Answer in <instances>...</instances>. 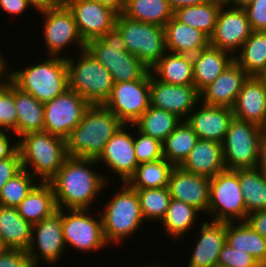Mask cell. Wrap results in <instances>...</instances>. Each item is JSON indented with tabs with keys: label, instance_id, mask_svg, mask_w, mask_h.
Segmentation results:
<instances>
[{
	"label": "cell",
	"instance_id": "obj_1",
	"mask_svg": "<svg viewBox=\"0 0 266 267\" xmlns=\"http://www.w3.org/2000/svg\"><path fill=\"white\" fill-rule=\"evenodd\" d=\"M95 164L99 165L96 159L68 157L65 160L49 181L58 209L90 210L98 195L109 185V175L93 170Z\"/></svg>",
	"mask_w": 266,
	"mask_h": 267
},
{
	"label": "cell",
	"instance_id": "obj_2",
	"mask_svg": "<svg viewBox=\"0 0 266 267\" xmlns=\"http://www.w3.org/2000/svg\"><path fill=\"white\" fill-rule=\"evenodd\" d=\"M123 125L104 105H91L66 138L68 156L97 160L105 144Z\"/></svg>",
	"mask_w": 266,
	"mask_h": 267
},
{
	"label": "cell",
	"instance_id": "obj_3",
	"mask_svg": "<svg viewBox=\"0 0 266 267\" xmlns=\"http://www.w3.org/2000/svg\"><path fill=\"white\" fill-rule=\"evenodd\" d=\"M17 141L22 169L38 182H49L69 157L66 139L46 131L25 134Z\"/></svg>",
	"mask_w": 266,
	"mask_h": 267
},
{
	"label": "cell",
	"instance_id": "obj_4",
	"mask_svg": "<svg viewBox=\"0 0 266 267\" xmlns=\"http://www.w3.org/2000/svg\"><path fill=\"white\" fill-rule=\"evenodd\" d=\"M115 194L108 199L101 214L103 234L106 243L120 244L126 238L136 234L140 226L145 222L141 211L140 201L136 190L130 188L126 183H121Z\"/></svg>",
	"mask_w": 266,
	"mask_h": 267
},
{
	"label": "cell",
	"instance_id": "obj_5",
	"mask_svg": "<svg viewBox=\"0 0 266 267\" xmlns=\"http://www.w3.org/2000/svg\"><path fill=\"white\" fill-rule=\"evenodd\" d=\"M76 54H79L77 60L69 54L63 56L67 63L68 88L91 105H104L114 86L112 75L86 48Z\"/></svg>",
	"mask_w": 266,
	"mask_h": 267
},
{
	"label": "cell",
	"instance_id": "obj_6",
	"mask_svg": "<svg viewBox=\"0 0 266 267\" xmlns=\"http://www.w3.org/2000/svg\"><path fill=\"white\" fill-rule=\"evenodd\" d=\"M37 63L22 70H10L11 81L39 102L46 103L68 89L66 58L49 56Z\"/></svg>",
	"mask_w": 266,
	"mask_h": 267
},
{
	"label": "cell",
	"instance_id": "obj_7",
	"mask_svg": "<svg viewBox=\"0 0 266 267\" xmlns=\"http://www.w3.org/2000/svg\"><path fill=\"white\" fill-rule=\"evenodd\" d=\"M86 49L108 69L114 83L141 80L150 72L141 60L126 50L123 36L116 27L103 37L90 40Z\"/></svg>",
	"mask_w": 266,
	"mask_h": 267
},
{
	"label": "cell",
	"instance_id": "obj_8",
	"mask_svg": "<svg viewBox=\"0 0 266 267\" xmlns=\"http://www.w3.org/2000/svg\"><path fill=\"white\" fill-rule=\"evenodd\" d=\"M115 27L125 41L126 50L149 69L167 52L164 27L144 23L118 14Z\"/></svg>",
	"mask_w": 266,
	"mask_h": 267
},
{
	"label": "cell",
	"instance_id": "obj_9",
	"mask_svg": "<svg viewBox=\"0 0 266 267\" xmlns=\"http://www.w3.org/2000/svg\"><path fill=\"white\" fill-rule=\"evenodd\" d=\"M264 132L265 130L256 124L233 117L222 143L226 169L256 168Z\"/></svg>",
	"mask_w": 266,
	"mask_h": 267
},
{
	"label": "cell",
	"instance_id": "obj_10",
	"mask_svg": "<svg viewBox=\"0 0 266 267\" xmlns=\"http://www.w3.org/2000/svg\"><path fill=\"white\" fill-rule=\"evenodd\" d=\"M213 221L237 222L247 218L238 170L225 169L210 179L208 215Z\"/></svg>",
	"mask_w": 266,
	"mask_h": 267
},
{
	"label": "cell",
	"instance_id": "obj_11",
	"mask_svg": "<svg viewBox=\"0 0 266 267\" xmlns=\"http://www.w3.org/2000/svg\"><path fill=\"white\" fill-rule=\"evenodd\" d=\"M89 209H62V231L66 247L84 252L106 248L101 214L95 219ZM99 219V220H98Z\"/></svg>",
	"mask_w": 266,
	"mask_h": 267
},
{
	"label": "cell",
	"instance_id": "obj_12",
	"mask_svg": "<svg viewBox=\"0 0 266 267\" xmlns=\"http://www.w3.org/2000/svg\"><path fill=\"white\" fill-rule=\"evenodd\" d=\"M39 13L43 15L42 31L44 32H42V36H44L48 56L62 57L63 49L74 43L79 51L86 48V43L79 34L73 14L64 3Z\"/></svg>",
	"mask_w": 266,
	"mask_h": 267
},
{
	"label": "cell",
	"instance_id": "obj_13",
	"mask_svg": "<svg viewBox=\"0 0 266 267\" xmlns=\"http://www.w3.org/2000/svg\"><path fill=\"white\" fill-rule=\"evenodd\" d=\"M91 104L71 89L44 103V131L66 139Z\"/></svg>",
	"mask_w": 266,
	"mask_h": 267
},
{
	"label": "cell",
	"instance_id": "obj_14",
	"mask_svg": "<svg viewBox=\"0 0 266 267\" xmlns=\"http://www.w3.org/2000/svg\"><path fill=\"white\" fill-rule=\"evenodd\" d=\"M66 249L62 231V209L33 225L27 252L34 267H41L43 261L55 265Z\"/></svg>",
	"mask_w": 266,
	"mask_h": 267
},
{
	"label": "cell",
	"instance_id": "obj_15",
	"mask_svg": "<svg viewBox=\"0 0 266 267\" xmlns=\"http://www.w3.org/2000/svg\"><path fill=\"white\" fill-rule=\"evenodd\" d=\"M104 106L124 124L133 125L150 106L149 73L141 80L114 83Z\"/></svg>",
	"mask_w": 266,
	"mask_h": 267
},
{
	"label": "cell",
	"instance_id": "obj_16",
	"mask_svg": "<svg viewBox=\"0 0 266 267\" xmlns=\"http://www.w3.org/2000/svg\"><path fill=\"white\" fill-rule=\"evenodd\" d=\"M251 32L247 14L242 7L222 5L214 33L209 38V45L228 51L234 56Z\"/></svg>",
	"mask_w": 266,
	"mask_h": 267
},
{
	"label": "cell",
	"instance_id": "obj_17",
	"mask_svg": "<svg viewBox=\"0 0 266 267\" xmlns=\"http://www.w3.org/2000/svg\"><path fill=\"white\" fill-rule=\"evenodd\" d=\"M150 105L174 113L186 120L200 102V92L194 85H171L149 72Z\"/></svg>",
	"mask_w": 266,
	"mask_h": 267
},
{
	"label": "cell",
	"instance_id": "obj_18",
	"mask_svg": "<svg viewBox=\"0 0 266 267\" xmlns=\"http://www.w3.org/2000/svg\"><path fill=\"white\" fill-rule=\"evenodd\" d=\"M72 12L79 34L87 44L115 27L117 13L93 0H63Z\"/></svg>",
	"mask_w": 266,
	"mask_h": 267
},
{
	"label": "cell",
	"instance_id": "obj_19",
	"mask_svg": "<svg viewBox=\"0 0 266 267\" xmlns=\"http://www.w3.org/2000/svg\"><path fill=\"white\" fill-rule=\"evenodd\" d=\"M124 124L105 144L97 163L107 165L111 172L119 176L121 183H126L138 166L134 148V134ZM128 130V131H127ZM130 131V132H129ZM133 135V136H132ZM102 162V163H101Z\"/></svg>",
	"mask_w": 266,
	"mask_h": 267
},
{
	"label": "cell",
	"instance_id": "obj_20",
	"mask_svg": "<svg viewBox=\"0 0 266 267\" xmlns=\"http://www.w3.org/2000/svg\"><path fill=\"white\" fill-rule=\"evenodd\" d=\"M168 190L171 198L194 206L201 214L208 213L210 178L196 175L175 166L170 174Z\"/></svg>",
	"mask_w": 266,
	"mask_h": 267
},
{
	"label": "cell",
	"instance_id": "obj_21",
	"mask_svg": "<svg viewBox=\"0 0 266 267\" xmlns=\"http://www.w3.org/2000/svg\"><path fill=\"white\" fill-rule=\"evenodd\" d=\"M250 76L233 61L226 69L200 92V104L232 108L243 84Z\"/></svg>",
	"mask_w": 266,
	"mask_h": 267
},
{
	"label": "cell",
	"instance_id": "obj_22",
	"mask_svg": "<svg viewBox=\"0 0 266 267\" xmlns=\"http://www.w3.org/2000/svg\"><path fill=\"white\" fill-rule=\"evenodd\" d=\"M196 106L186 119L199 139L223 143L233 110L225 106ZM198 107V108H197Z\"/></svg>",
	"mask_w": 266,
	"mask_h": 267
},
{
	"label": "cell",
	"instance_id": "obj_23",
	"mask_svg": "<svg viewBox=\"0 0 266 267\" xmlns=\"http://www.w3.org/2000/svg\"><path fill=\"white\" fill-rule=\"evenodd\" d=\"M199 240L192 251L187 267H217L219 254L226 244V222L201 223Z\"/></svg>",
	"mask_w": 266,
	"mask_h": 267
},
{
	"label": "cell",
	"instance_id": "obj_24",
	"mask_svg": "<svg viewBox=\"0 0 266 267\" xmlns=\"http://www.w3.org/2000/svg\"><path fill=\"white\" fill-rule=\"evenodd\" d=\"M232 110L234 117L266 130V86L257 76L243 84Z\"/></svg>",
	"mask_w": 266,
	"mask_h": 267
},
{
	"label": "cell",
	"instance_id": "obj_25",
	"mask_svg": "<svg viewBox=\"0 0 266 267\" xmlns=\"http://www.w3.org/2000/svg\"><path fill=\"white\" fill-rule=\"evenodd\" d=\"M180 167L211 179L226 169L222 143L199 139Z\"/></svg>",
	"mask_w": 266,
	"mask_h": 267
},
{
	"label": "cell",
	"instance_id": "obj_26",
	"mask_svg": "<svg viewBox=\"0 0 266 267\" xmlns=\"http://www.w3.org/2000/svg\"><path fill=\"white\" fill-rule=\"evenodd\" d=\"M192 61L194 86L201 92L234 61V56L228 51L208 45L192 55Z\"/></svg>",
	"mask_w": 266,
	"mask_h": 267
},
{
	"label": "cell",
	"instance_id": "obj_27",
	"mask_svg": "<svg viewBox=\"0 0 266 267\" xmlns=\"http://www.w3.org/2000/svg\"><path fill=\"white\" fill-rule=\"evenodd\" d=\"M164 30L169 52L192 56L209 45V38L204 33L178 21L174 16L166 23Z\"/></svg>",
	"mask_w": 266,
	"mask_h": 267
},
{
	"label": "cell",
	"instance_id": "obj_28",
	"mask_svg": "<svg viewBox=\"0 0 266 267\" xmlns=\"http://www.w3.org/2000/svg\"><path fill=\"white\" fill-rule=\"evenodd\" d=\"M33 225L18 212L17 207L0 206V245L5 249L27 251Z\"/></svg>",
	"mask_w": 266,
	"mask_h": 267
},
{
	"label": "cell",
	"instance_id": "obj_29",
	"mask_svg": "<svg viewBox=\"0 0 266 267\" xmlns=\"http://www.w3.org/2000/svg\"><path fill=\"white\" fill-rule=\"evenodd\" d=\"M19 214L32 225L58 211L49 182H38L17 206Z\"/></svg>",
	"mask_w": 266,
	"mask_h": 267
},
{
	"label": "cell",
	"instance_id": "obj_30",
	"mask_svg": "<svg viewBox=\"0 0 266 267\" xmlns=\"http://www.w3.org/2000/svg\"><path fill=\"white\" fill-rule=\"evenodd\" d=\"M226 243L252 255L262 267H266V238L246 221L226 222Z\"/></svg>",
	"mask_w": 266,
	"mask_h": 267
},
{
	"label": "cell",
	"instance_id": "obj_31",
	"mask_svg": "<svg viewBox=\"0 0 266 267\" xmlns=\"http://www.w3.org/2000/svg\"><path fill=\"white\" fill-rule=\"evenodd\" d=\"M160 81L171 85H194L191 55L167 51L150 69Z\"/></svg>",
	"mask_w": 266,
	"mask_h": 267
},
{
	"label": "cell",
	"instance_id": "obj_32",
	"mask_svg": "<svg viewBox=\"0 0 266 267\" xmlns=\"http://www.w3.org/2000/svg\"><path fill=\"white\" fill-rule=\"evenodd\" d=\"M14 104L17 110V138L44 131V103L14 84Z\"/></svg>",
	"mask_w": 266,
	"mask_h": 267
},
{
	"label": "cell",
	"instance_id": "obj_33",
	"mask_svg": "<svg viewBox=\"0 0 266 267\" xmlns=\"http://www.w3.org/2000/svg\"><path fill=\"white\" fill-rule=\"evenodd\" d=\"M234 61L249 75L258 76L266 67V32L252 31Z\"/></svg>",
	"mask_w": 266,
	"mask_h": 267
},
{
	"label": "cell",
	"instance_id": "obj_34",
	"mask_svg": "<svg viewBox=\"0 0 266 267\" xmlns=\"http://www.w3.org/2000/svg\"><path fill=\"white\" fill-rule=\"evenodd\" d=\"M201 213L194 206L186 204L180 200L171 198L169 207L166 211L161 225L165 231V235L173 237L172 239H179L184 237L194 227L195 222H198V216Z\"/></svg>",
	"mask_w": 266,
	"mask_h": 267
},
{
	"label": "cell",
	"instance_id": "obj_35",
	"mask_svg": "<svg viewBox=\"0 0 266 267\" xmlns=\"http://www.w3.org/2000/svg\"><path fill=\"white\" fill-rule=\"evenodd\" d=\"M174 167L165 158L138 164L126 184L132 189L168 187L169 177Z\"/></svg>",
	"mask_w": 266,
	"mask_h": 267
},
{
	"label": "cell",
	"instance_id": "obj_36",
	"mask_svg": "<svg viewBox=\"0 0 266 267\" xmlns=\"http://www.w3.org/2000/svg\"><path fill=\"white\" fill-rule=\"evenodd\" d=\"M222 5L208 1L200 5L181 7L173 12V16L180 22L200 30L208 38L212 36Z\"/></svg>",
	"mask_w": 266,
	"mask_h": 267
},
{
	"label": "cell",
	"instance_id": "obj_37",
	"mask_svg": "<svg viewBox=\"0 0 266 267\" xmlns=\"http://www.w3.org/2000/svg\"><path fill=\"white\" fill-rule=\"evenodd\" d=\"M198 140L199 138L192 127L186 120H182L162 142L163 158L174 166H180Z\"/></svg>",
	"mask_w": 266,
	"mask_h": 267
},
{
	"label": "cell",
	"instance_id": "obj_38",
	"mask_svg": "<svg viewBox=\"0 0 266 267\" xmlns=\"http://www.w3.org/2000/svg\"><path fill=\"white\" fill-rule=\"evenodd\" d=\"M181 121L174 113L150 105L132 127L163 142Z\"/></svg>",
	"mask_w": 266,
	"mask_h": 267
},
{
	"label": "cell",
	"instance_id": "obj_39",
	"mask_svg": "<svg viewBox=\"0 0 266 267\" xmlns=\"http://www.w3.org/2000/svg\"><path fill=\"white\" fill-rule=\"evenodd\" d=\"M123 14L133 20L161 27L173 17L167 0H125Z\"/></svg>",
	"mask_w": 266,
	"mask_h": 267
},
{
	"label": "cell",
	"instance_id": "obj_40",
	"mask_svg": "<svg viewBox=\"0 0 266 267\" xmlns=\"http://www.w3.org/2000/svg\"><path fill=\"white\" fill-rule=\"evenodd\" d=\"M247 215L266 209V177L257 169H238Z\"/></svg>",
	"mask_w": 266,
	"mask_h": 267
},
{
	"label": "cell",
	"instance_id": "obj_41",
	"mask_svg": "<svg viewBox=\"0 0 266 267\" xmlns=\"http://www.w3.org/2000/svg\"><path fill=\"white\" fill-rule=\"evenodd\" d=\"M134 190L138 194L140 211L145 223L149 220L161 222L171 201L168 187Z\"/></svg>",
	"mask_w": 266,
	"mask_h": 267
},
{
	"label": "cell",
	"instance_id": "obj_42",
	"mask_svg": "<svg viewBox=\"0 0 266 267\" xmlns=\"http://www.w3.org/2000/svg\"><path fill=\"white\" fill-rule=\"evenodd\" d=\"M37 181L30 172L22 169L2 187L0 206L17 207L38 183Z\"/></svg>",
	"mask_w": 266,
	"mask_h": 267
},
{
	"label": "cell",
	"instance_id": "obj_43",
	"mask_svg": "<svg viewBox=\"0 0 266 267\" xmlns=\"http://www.w3.org/2000/svg\"><path fill=\"white\" fill-rule=\"evenodd\" d=\"M0 130L17 137V110L14 104V83L0 85Z\"/></svg>",
	"mask_w": 266,
	"mask_h": 267
},
{
	"label": "cell",
	"instance_id": "obj_44",
	"mask_svg": "<svg viewBox=\"0 0 266 267\" xmlns=\"http://www.w3.org/2000/svg\"><path fill=\"white\" fill-rule=\"evenodd\" d=\"M134 131L136 133L134 134V148L138 164L163 158V147L160 140L142 133L137 128Z\"/></svg>",
	"mask_w": 266,
	"mask_h": 267
},
{
	"label": "cell",
	"instance_id": "obj_45",
	"mask_svg": "<svg viewBox=\"0 0 266 267\" xmlns=\"http://www.w3.org/2000/svg\"><path fill=\"white\" fill-rule=\"evenodd\" d=\"M219 267H262L250 254L230 247L227 243L223 246L219 258Z\"/></svg>",
	"mask_w": 266,
	"mask_h": 267
},
{
	"label": "cell",
	"instance_id": "obj_46",
	"mask_svg": "<svg viewBox=\"0 0 266 267\" xmlns=\"http://www.w3.org/2000/svg\"><path fill=\"white\" fill-rule=\"evenodd\" d=\"M252 31L266 32V0H254L244 6Z\"/></svg>",
	"mask_w": 266,
	"mask_h": 267
},
{
	"label": "cell",
	"instance_id": "obj_47",
	"mask_svg": "<svg viewBox=\"0 0 266 267\" xmlns=\"http://www.w3.org/2000/svg\"><path fill=\"white\" fill-rule=\"evenodd\" d=\"M0 267H34L27 251L5 249L0 250Z\"/></svg>",
	"mask_w": 266,
	"mask_h": 267
},
{
	"label": "cell",
	"instance_id": "obj_48",
	"mask_svg": "<svg viewBox=\"0 0 266 267\" xmlns=\"http://www.w3.org/2000/svg\"><path fill=\"white\" fill-rule=\"evenodd\" d=\"M22 170L21 156L17 150L11 157L0 160V193L4 184Z\"/></svg>",
	"mask_w": 266,
	"mask_h": 267
},
{
	"label": "cell",
	"instance_id": "obj_49",
	"mask_svg": "<svg viewBox=\"0 0 266 267\" xmlns=\"http://www.w3.org/2000/svg\"><path fill=\"white\" fill-rule=\"evenodd\" d=\"M245 221L253 230L266 238V209L248 214Z\"/></svg>",
	"mask_w": 266,
	"mask_h": 267
},
{
	"label": "cell",
	"instance_id": "obj_50",
	"mask_svg": "<svg viewBox=\"0 0 266 267\" xmlns=\"http://www.w3.org/2000/svg\"><path fill=\"white\" fill-rule=\"evenodd\" d=\"M8 132L6 130H0V160L11 157L18 150V141H12L10 139L12 134L9 136Z\"/></svg>",
	"mask_w": 266,
	"mask_h": 267
},
{
	"label": "cell",
	"instance_id": "obj_51",
	"mask_svg": "<svg viewBox=\"0 0 266 267\" xmlns=\"http://www.w3.org/2000/svg\"><path fill=\"white\" fill-rule=\"evenodd\" d=\"M28 8L32 9L27 0H0V9L12 16L23 14Z\"/></svg>",
	"mask_w": 266,
	"mask_h": 267
},
{
	"label": "cell",
	"instance_id": "obj_52",
	"mask_svg": "<svg viewBox=\"0 0 266 267\" xmlns=\"http://www.w3.org/2000/svg\"><path fill=\"white\" fill-rule=\"evenodd\" d=\"M32 9L42 12L56 8L63 3V0H27Z\"/></svg>",
	"mask_w": 266,
	"mask_h": 267
},
{
	"label": "cell",
	"instance_id": "obj_53",
	"mask_svg": "<svg viewBox=\"0 0 266 267\" xmlns=\"http://www.w3.org/2000/svg\"><path fill=\"white\" fill-rule=\"evenodd\" d=\"M256 168L266 177V130L261 138Z\"/></svg>",
	"mask_w": 266,
	"mask_h": 267
},
{
	"label": "cell",
	"instance_id": "obj_54",
	"mask_svg": "<svg viewBox=\"0 0 266 267\" xmlns=\"http://www.w3.org/2000/svg\"><path fill=\"white\" fill-rule=\"evenodd\" d=\"M210 0H167L170 9L174 12L181 7H188L191 5H200Z\"/></svg>",
	"mask_w": 266,
	"mask_h": 267
},
{
	"label": "cell",
	"instance_id": "obj_55",
	"mask_svg": "<svg viewBox=\"0 0 266 267\" xmlns=\"http://www.w3.org/2000/svg\"><path fill=\"white\" fill-rule=\"evenodd\" d=\"M106 7L111 8L117 14H121L124 11L125 0H93Z\"/></svg>",
	"mask_w": 266,
	"mask_h": 267
},
{
	"label": "cell",
	"instance_id": "obj_56",
	"mask_svg": "<svg viewBox=\"0 0 266 267\" xmlns=\"http://www.w3.org/2000/svg\"><path fill=\"white\" fill-rule=\"evenodd\" d=\"M3 58L4 57H3L2 53L0 52V85H4V84L9 83L11 81V71L7 72V70H9V69H7L8 63L5 61V58L4 59Z\"/></svg>",
	"mask_w": 266,
	"mask_h": 267
},
{
	"label": "cell",
	"instance_id": "obj_57",
	"mask_svg": "<svg viewBox=\"0 0 266 267\" xmlns=\"http://www.w3.org/2000/svg\"><path fill=\"white\" fill-rule=\"evenodd\" d=\"M254 0H235V2L232 4L233 6L236 7H244L246 5H248L249 3H251Z\"/></svg>",
	"mask_w": 266,
	"mask_h": 267
},
{
	"label": "cell",
	"instance_id": "obj_58",
	"mask_svg": "<svg viewBox=\"0 0 266 267\" xmlns=\"http://www.w3.org/2000/svg\"><path fill=\"white\" fill-rule=\"evenodd\" d=\"M210 1L219 3L221 5H232L235 2V0H210Z\"/></svg>",
	"mask_w": 266,
	"mask_h": 267
},
{
	"label": "cell",
	"instance_id": "obj_59",
	"mask_svg": "<svg viewBox=\"0 0 266 267\" xmlns=\"http://www.w3.org/2000/svg\"><path fill=\"white\" fill-rule=\"evenodd\" d=\"M266 86V67L265 69L257 76Z\"/></svg>",
	"mask_w": 266,
	"mask_h": 267
},
{
	"label": "cell",
	"instance_id": "obj_60",
	"mask_svg": "<svg viewBox=\"0 0 266 267\" xmlns=\"http://www.w3.org/2000/svg\"><path fill=\"white\" fill-rule=\"evenodd\" d=\"M141 267H160V265H158V264H156V263H154V265H152V264H147V266L145 265V266H141ZM161 267H163V265H161ZM166 267V266H165Z\"/></svg>",
	"mask_w": 266,
	"mask_h": 267
}]
</instances>
